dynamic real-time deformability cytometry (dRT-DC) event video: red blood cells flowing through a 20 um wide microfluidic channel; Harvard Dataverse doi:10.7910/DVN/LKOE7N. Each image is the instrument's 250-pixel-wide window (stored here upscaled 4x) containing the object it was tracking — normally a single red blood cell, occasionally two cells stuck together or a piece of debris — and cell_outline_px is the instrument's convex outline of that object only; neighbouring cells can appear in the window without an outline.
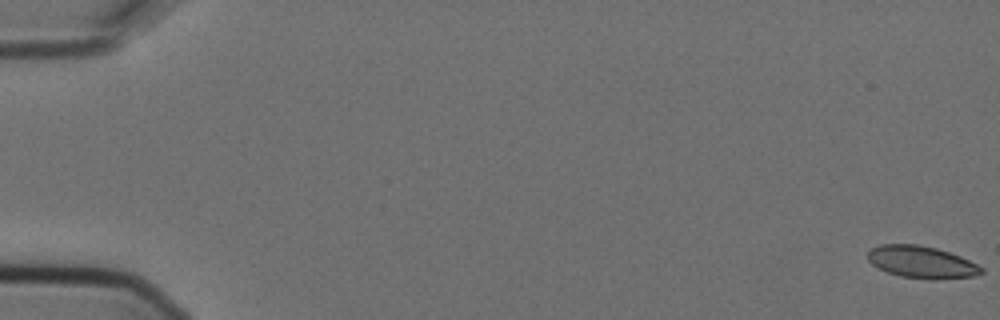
{"species": "Egyptian fruit bat (a non-hibernating species)", "species_latin": "Rousettus aegyptiacus", "temperature_condition": "cold", "stored_images_in_passage": 6, "camera_frame_rate_fps": 3000, "um_per_image_px": 0.085, "animal": {"sex": "female"}, "frame": {"image": 1, "passage_image": 1, "time_ms": 0.0, "image_size_px": [1000, 320], "cell_outline_px": [[984, 272], [972, 276], [900, 276], [888, 272], [872, 264], [868, 260], [868, 252], [872, 248], [880, 244], [916, 244], [936, 248], [960, 256], [984, 268]], "centroid_in_image_um": [78.27, 22.21], "position_along_channel_um": 6.7, "area_um2": 20.06}}
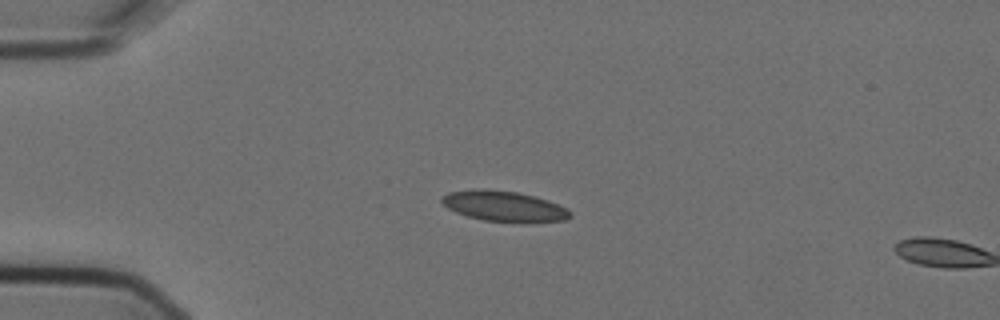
{"frame": {"image": 2, "passage_image": 5, "time_ms": 1.333, "image_size_px": [1000, 320], "cell_outline_px": [[572, 216], [564, 220], [520, 224], [484, 220], [468, 216], [456, 212], [448, 208], [440, 200], [440, 196], [448, 192], [516, 192], [536, 196], [548, 200], [568, 208], [572, 212]], "centroid_in_image_um": [42.96, 17.6], "position_along_channel_um": 42.0, "area_um2": 22.31}}